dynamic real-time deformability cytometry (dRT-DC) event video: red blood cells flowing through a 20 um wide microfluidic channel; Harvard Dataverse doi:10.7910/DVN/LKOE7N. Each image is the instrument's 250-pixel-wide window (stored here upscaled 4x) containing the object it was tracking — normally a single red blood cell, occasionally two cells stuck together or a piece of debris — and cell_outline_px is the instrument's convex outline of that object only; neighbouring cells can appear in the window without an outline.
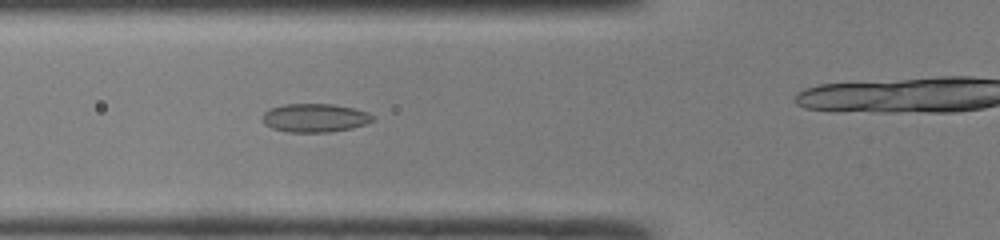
{"species": "common noctule bat (a hibernating species)", "species_latin": "Nyctalus noctula", "temperature_condition": "room temperature", "stored_images_in_passage": 30, "camera_frame_rate_fps": 3000, "um_per_image_px": 0.085, "animal": {"sex": "male", "body_mass_g": 19.0, "forearm_length_mm": 50.8}, "frame": {"image": 1, "passage_image": 9, "time_ms": 2.667, "image_size_px": [1000, 240], "cell_outline_px": [[372, 120], [364, 124], [352, 128], [328, 132], [288, 132], [272, 128], [264, 124], [264, 112], [268, 108], [284, 104], [332, 104], [352, 108], [368, 112], [372, 116]], "centroid_in_image_um": [26.72, 10.01], "position_along_channel_um": 99.1, "area_um2": 18.15}}
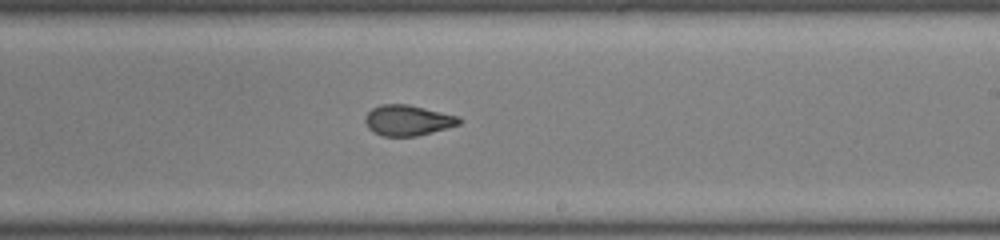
{"frame": {"image": 2, "passage_image": 20, "time_ms": 6.333, "image_size_px": [1000, 240], "cell_outline_px": [[464, 120], [460, 124], [416, 136], [384, 136], [372, 132], [368, 128], [364, 120], [364, 116], [372, 108], [380, 104], [408, 104], [460, 116]], "centroid_in_image_um": [34.66, 10.22], "position_along_channel_um": 254.3, "area_um2": 16.88}}
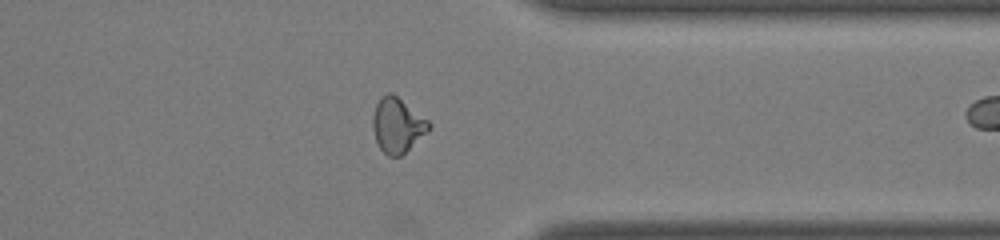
{"frame": {"image": 3, "passage_image": 29, "time_ms": 9.333, "image_size_px": [1000, 240], "cell_outline_px": [[432, 128], [428, 132], [400, 156], [388, 156], [380, 148], [376, 140], [372, 128], [372, 116], [376, 104], [380, 96], [388, 92], [392, 92], [428, 120], [432, 124]], "centroid_in_image_um": [33.78, 10.62], "position_along_channel_um": 377.6, "area_um2": 17.98}}